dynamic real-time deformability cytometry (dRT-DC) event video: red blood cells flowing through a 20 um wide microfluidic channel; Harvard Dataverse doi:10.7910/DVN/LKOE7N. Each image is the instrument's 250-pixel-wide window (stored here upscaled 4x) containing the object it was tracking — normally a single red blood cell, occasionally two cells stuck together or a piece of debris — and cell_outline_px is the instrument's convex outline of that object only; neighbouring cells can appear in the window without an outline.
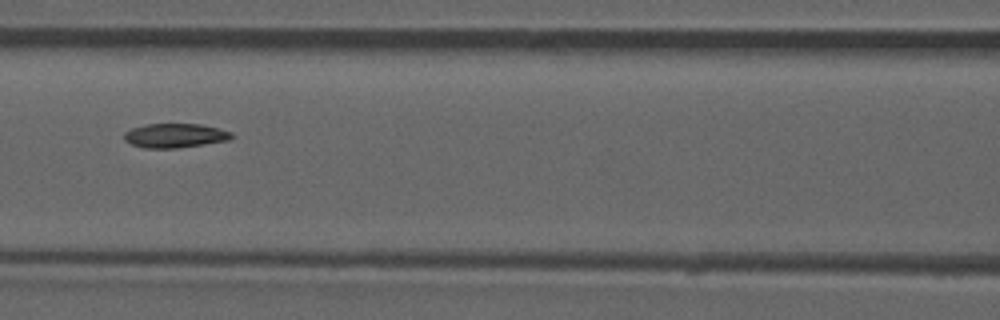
{"species": "common noctule bat (a hibernating species)", "species_latin": "Nyctalus noctula", "temperature_condition": "room temperature", "stored_images_in_passage": 52, "camera_frame_rate_fps": 3000, "um_per_image_px": 0.085, "animal": {"sex": "male", "forearm_length_mm": 52.5}, "frame": {"image": 1, "passage_image": 23, "time_ms": 7.333, "image_size_px": [1000, 320], "cell_outline_px": [[236, 136], [228, 140], [204, 144], [176, 148], [144, 148], [132, 144], [124, 140], [124, 132], [132, 128], [148, 124], [200, 124], [232, 132]], "centroid_in_image_um": [14.88, 11.52], "position_along_channel_um": 151.7, "area_um2": 15.09}, "authors_computed_cell_mechanics": {"area_um2": 15.4037, "velocity_mm_per_s": 3.9463, "shape_relaxation_time_tau1_ms": null, "shape_relaxation_time_tau2_ms": 5.425, "deformation_change_tau1": null, "deformation_change_tau2": 0.0956}}